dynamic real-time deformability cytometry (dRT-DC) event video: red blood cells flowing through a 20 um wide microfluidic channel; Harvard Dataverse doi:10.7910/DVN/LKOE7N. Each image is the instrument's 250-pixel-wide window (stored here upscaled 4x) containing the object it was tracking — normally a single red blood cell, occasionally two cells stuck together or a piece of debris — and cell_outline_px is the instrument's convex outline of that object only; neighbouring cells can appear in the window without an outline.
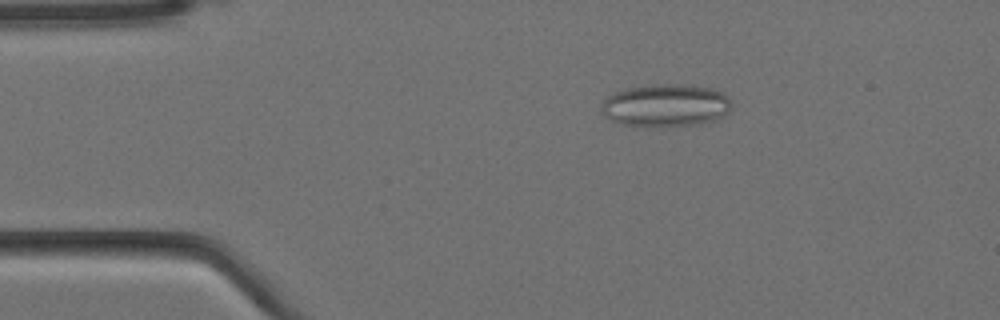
{"species": "Egyptian fruit bat (a non-hibernating species)", "species_latin": "Rousettus aegyptiacus", "temperature_condition": "cold", "stored_images_in_passage": 4, "camera_frame_rate_fps": 3000, "um_per_image_px": 0.085, "animal": {"sex": "female"}, "frame": {"image": 1, "passage_image": 3, "time_ms": 0.667, "image_size_px": [1000, 320], "cell_outline_px": [[732, 108], [724, 116], [716, 120], [696, 124], [624, 124], [612, 120], [604, 116], [600, 108], [604, 100], [608, 96], [616, 92], [628, 88], [656, 84], [676, 84], [712, 88], [724, 92], [728, 96], [732, 104]], "centroid_in_image_um": [56.64, 8.92], "position_along_channel_um": 28.4, "area_um2": 31.67}}